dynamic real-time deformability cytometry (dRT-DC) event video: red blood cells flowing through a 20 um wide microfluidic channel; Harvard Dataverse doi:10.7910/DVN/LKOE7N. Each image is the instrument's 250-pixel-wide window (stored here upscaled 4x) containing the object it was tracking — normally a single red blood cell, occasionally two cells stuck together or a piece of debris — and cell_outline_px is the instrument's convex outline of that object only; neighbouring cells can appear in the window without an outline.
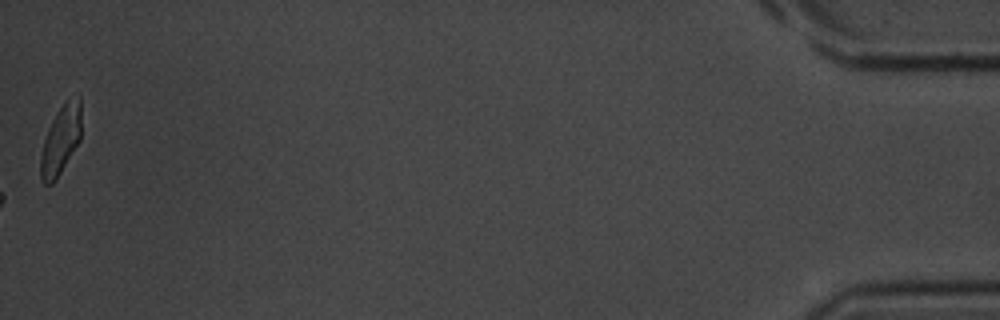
{"species": "common noctule bat (a hibernating species)", "species_latin": "Nyctalus noctula", "temperature_condition": "room temperature", "stored_images_in_passage": 31, "camera_frame_rate_fps": 3000, "um_per_image_px": 0.085, "animal": {"sex": "male", "body_mass_g": 20.1, "forearm_length_mm": 53.5}, "frame": {"image": 1, "passage_image": 31, "time_ms": 10.0, "image_size_px": [1000, 320], "cell_outline_px": [[80, 140], [60, 172], [52, 184], [44, 184], [40, 176], [40, 156], [44, 140], [48, 128], [56, 112], [64, 100], [80, 96]], "centroid_in_image_um": [5.14, 11.88], "position_along_channel_um": 430.1, "area_um2": 16.13}}